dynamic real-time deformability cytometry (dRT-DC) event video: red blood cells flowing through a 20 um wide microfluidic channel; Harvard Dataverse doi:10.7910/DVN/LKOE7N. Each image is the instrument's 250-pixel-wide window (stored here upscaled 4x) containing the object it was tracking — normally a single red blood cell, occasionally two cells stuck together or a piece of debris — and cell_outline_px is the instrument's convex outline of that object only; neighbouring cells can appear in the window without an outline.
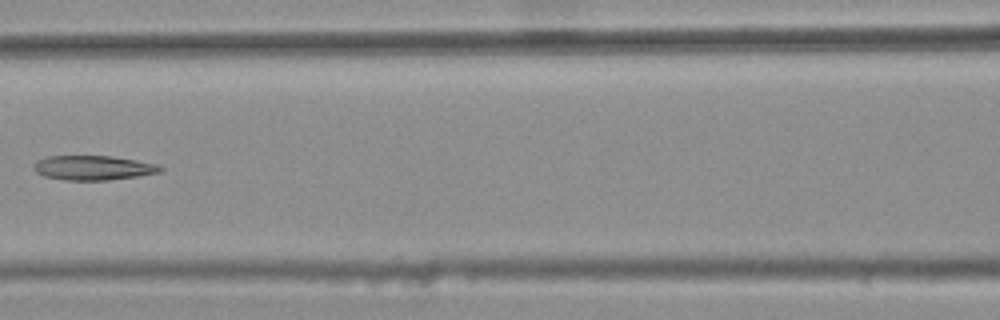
{"species": "common noctule bat (a hibernating species)", "species_latin": "Nyctalus noctula", "temperature_condition": "warm", "stored_images_in_passage": 4, "camera_frame_rate_fps": 3000, "um_per_image_px": 0.085, "animal": {"sex": "female", "body_mass_g": 25.1}, "frame": {"image": 1, "passage_image": 3, "time_ms": 0.667, "image_size_px": [1000, 320], "cell_outline_px": [[164, 168], [160, 172], [140, 176], [108, 180], [64, 180], [44, 176], [36, 172], [32, 168], [32, 164], [36, 160], [48, 156], [112, 156], [136, 160], [156, 164]], "centroid_in_image_um": [7.89, 14.26], "position_along_channel_um": 158.7, "area_um2": 18.21}}
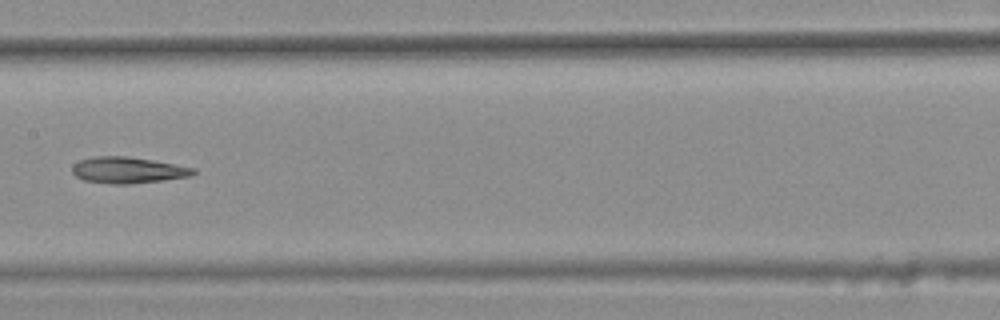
{"frame": {"image": 2, "passage_image": 4, "time_ms": 1.0, "image_size_px": [1000, 320], "cell_outline_px": [[196, 172], [192, 176], [128, 184], [112, 184], [84, 180], [76, 176], [72, 172], [72, 164], [80, 160], [92, 156], [128, 156], [152, 160], [196, 168]], "centroid_in_image_um": [10.85, 14.45], "position_along_channel_um": 196.6, "area_um2": 18.5}}